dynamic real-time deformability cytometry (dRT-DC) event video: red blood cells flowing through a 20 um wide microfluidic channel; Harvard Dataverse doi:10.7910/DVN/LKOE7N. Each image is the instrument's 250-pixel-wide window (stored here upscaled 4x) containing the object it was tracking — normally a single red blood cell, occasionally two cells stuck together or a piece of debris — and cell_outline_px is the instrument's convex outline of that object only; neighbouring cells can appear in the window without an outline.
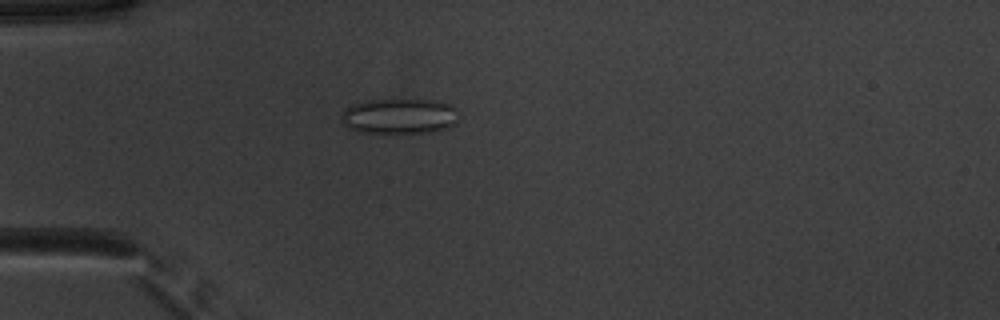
{"species": "common noctule bat (a hibernating species)", "species_latin": "Nyctalus noctula", "temperature_condition": "warm", "stored_images_in_passage": 53, "camera_frame_rate_fps": 3000, "um_per_image_px": 0.085, "animal": {"sex": "male", "body_mass_g": 20.1, "forearm_length_mm": 53.5}, "frame": {"image": 1, "passage_image": 16, "time_ms": 5.0, "image_size_px": [1000, 320], "cell_outline_px": [[456, 124], [448, 128], [436, 132], [360, 132], [348, 128], [340, 120], [340, 116], [352, 104], [364, 100], [436, 100], [452, 104], [456, 120]], "centroid_in_image_um": [33.93, 9.87], "position_along_channel_um": 51.1, "area_um2": 24.04}}
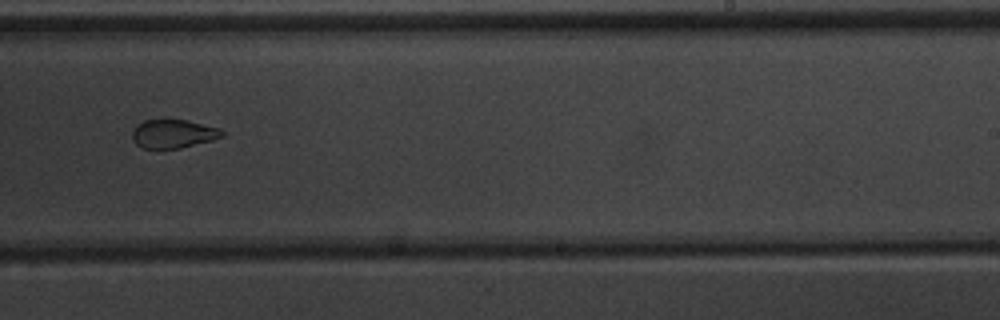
{"frame": {"image": 2, "passage_image": 34, "time_ms": 11.0, "image_size_px": [1000, 320], "cell_outline_px": [[224, 136], [212, 140], [180, 148], [156, 152], [144, 148], [136, 144], [132, 140], [132, 132], [144, 120], [184, 120], [220, 128], [224, 132]], "centroid_in_image_um": [14.71, 11.42], "position_along_channel_um": 274.3, "area_um2": 15.2}}
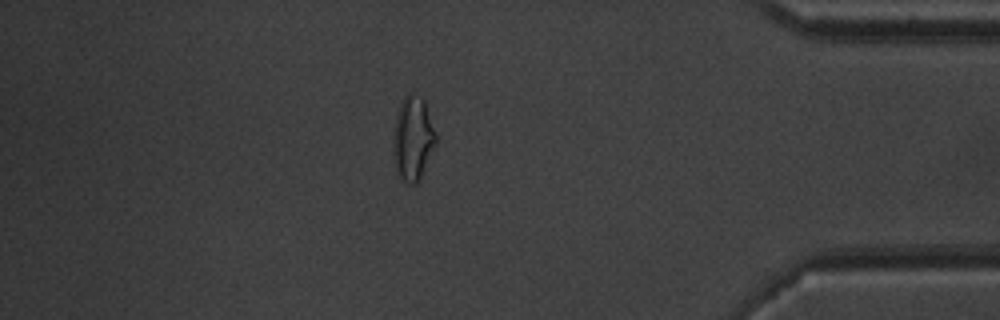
{"frame": {"image": 3, "passage_image": 46, "time_ms": 15.0, "image_size_px": [1000, 320], "cell_outline_px": [[436, 144], [416, 184], [404, 184], [400, 180], [396, 172], [392, 152], [392, 144], [396, 116], [400, 104], [404, 96], [408, 92], [412, 92], [424, 100], [436, 136]], "centroid_in_image_um": [35.05, 11.8], "position_along_channel_um": 400.1, "area_um2": 20.92}, "authors_computed_cell_mechanics": {"area_um2": 20.6346, "velocity_mm_per_s": 3.9378, "shape_relaxation_time_tau1_ms": null, "shape_relaxation_time_tau2_ms": 1.4769, "deformation_change_tau1": null, "deformation_change_tau2": 0.0742}}